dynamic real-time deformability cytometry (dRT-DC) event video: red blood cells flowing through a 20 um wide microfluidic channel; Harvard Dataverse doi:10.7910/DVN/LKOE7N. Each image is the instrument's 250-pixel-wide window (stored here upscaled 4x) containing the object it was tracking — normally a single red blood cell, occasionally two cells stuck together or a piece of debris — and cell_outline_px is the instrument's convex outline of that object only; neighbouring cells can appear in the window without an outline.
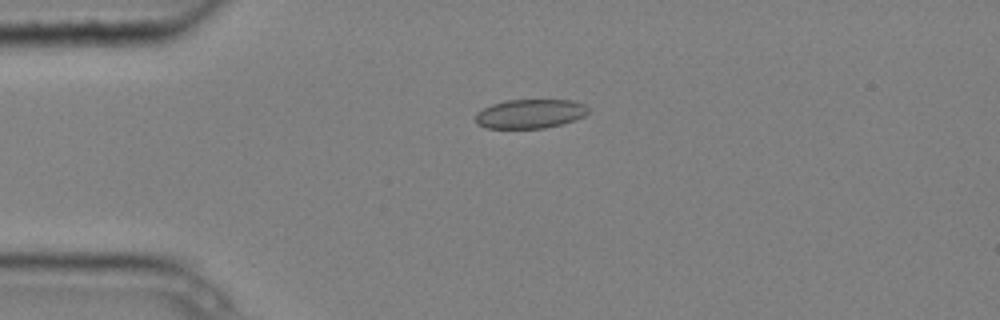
{"species": "common noctule bat (a hibernating species)", "species_latin": "Nyctalus noctula", "temperature_condition": "cold", "stored_images_in_passage": 3, "camera_frame_rate_fps": 3000, "um_per_image_px": 0.085, "animal": {"sex": "male", "body_mass_g": 20.4}, "frame": {"image": 1, "passage_image": 1, "time_ms": 0.0, "image_size_px": [1000, 320], "cell_outline_px": [[588, 112], [584, 116], [576, 120], [544, 128], [484, 128], [476, 124], [476, 112], [492, 104], [504, 100], [572, 100], [584, 104], [588, 108]], "centroid_in_image_um": [45.04, 9.67], "position_along_channel_um": 40.0, "area_um2": 19.19}}
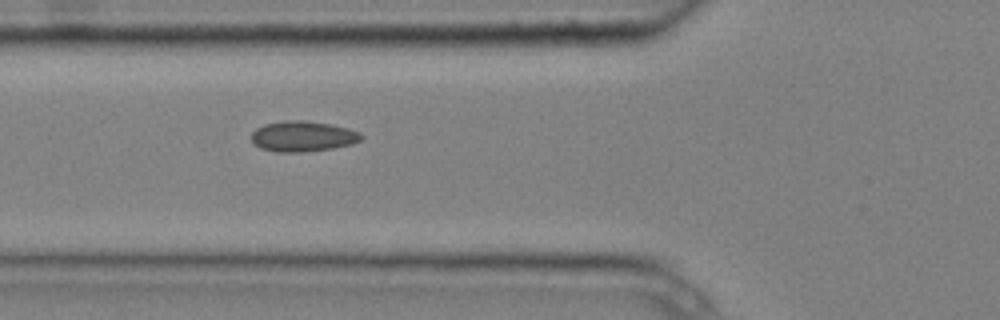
{"frame": {"image": 2, "passage_image": 3, "time_ms": 0.667, "image_size_px": [1000, 320], "cell_outline_px": [[364, 136], [360, 140], [352, 144], [332, 148], [300, 152], [276, 152], [260, 148], [252, 144], [252, 132], [256, 128], [264, 124], [284, 120], [304, 120], [332, 124], [348, 128], [360, 132]], "centroid_in_image_um": [25.72, 11.58], "position_along_channel_um": 100.1, "area_um2": 19.71}}